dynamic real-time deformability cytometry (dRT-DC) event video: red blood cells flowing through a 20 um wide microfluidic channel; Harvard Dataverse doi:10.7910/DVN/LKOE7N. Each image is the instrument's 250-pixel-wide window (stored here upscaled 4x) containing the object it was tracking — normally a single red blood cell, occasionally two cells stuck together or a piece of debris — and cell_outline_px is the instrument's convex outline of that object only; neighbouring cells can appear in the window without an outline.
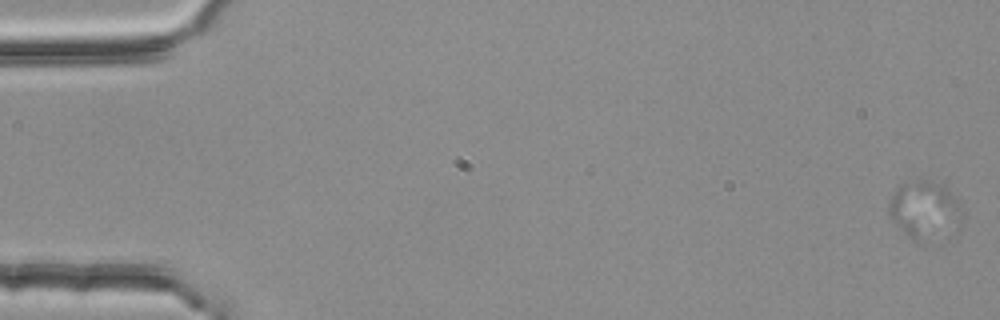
{"species": "common noctule bat (a hibernating species)", "species_latin": "Nyctalus noctula", "temperature_condition": "room temperature", "stored_images_in_passage": 5, "camera_frame_rate_fps": 3000, "um_per_image_px": 0.085, "animal": {"sex": "female", "body_mass_g": 25.1}, "frame": {"image": 1, "passage_image": 1, "time_ms": 0.0, "image_size_px": [1000, 320], "cell_outline_px": [[964, 212], [960, 224], [916, 244], [892, 220], [888, 212], [888, 200], [896, 188], [904, 180], [916, 176], [944, 184], [960, 204]], "centroid_in_image_um": [78.53, 17.73], "position_along_channel_um": 6.5, "area_um2": 25.03}}
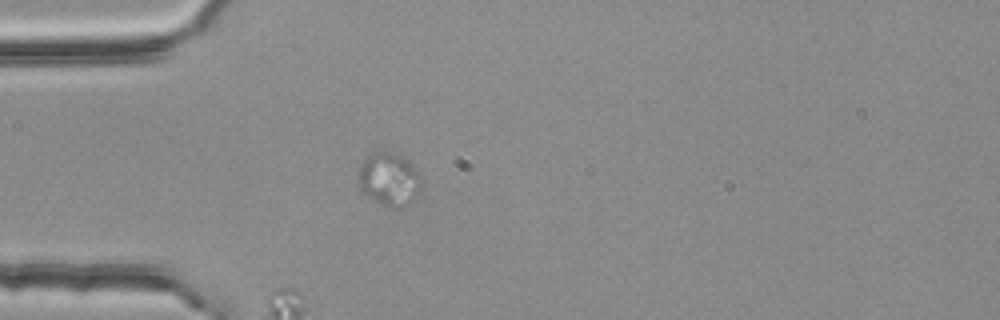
{"frame": {"image": 2, "passage_image": 5, "time_ms": 1.333, "image_size_px": [1000, 320], "cell_outline_px": [[424, 180], [420, 196], [408, 204], [400, 208], [388, 208], [364, 196], [360, 192], [356, 184], [356, 172], [364, 156], [368, 152], [400, 152], [424, 176]], "centroid_in_image_um": [33.07, 15.24], "position_along_channel_um": 51.9, "area_um2": 21.27}}